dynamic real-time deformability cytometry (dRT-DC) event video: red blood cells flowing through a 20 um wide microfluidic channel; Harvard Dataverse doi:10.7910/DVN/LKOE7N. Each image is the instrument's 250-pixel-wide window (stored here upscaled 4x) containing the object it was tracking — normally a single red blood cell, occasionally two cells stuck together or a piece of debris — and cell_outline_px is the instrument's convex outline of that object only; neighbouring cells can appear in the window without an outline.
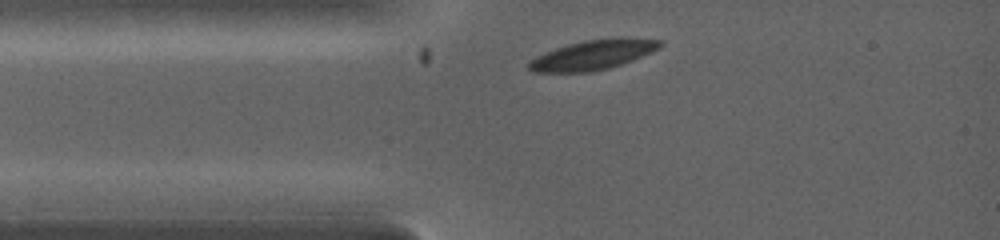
{"species": "common noctule bat (a hibernating species)", "species_latin": "Nyctalus noctula", "temperature_condition": "warm", "stored_images_in_passage": 10, "camera_frame_rate_fps": 5000, "um_per_image_px": 0.085, "animal": {"sex": "female", "body_mass_g": 19.0, "forearm_length_mm": 53.3}, "frame": {"image": 1, "passage_image": 1, "time_ms": 0.0, "image_size_px": [1000, 240], "cell_outline_px": [[664, 44], [660, 48], [652, 52], [632, 60], [608, 68], [588, 72], [532, 72], [528, 68], [528, 64], [536, 56], [544, 52], [568, 44], [584, 40], [620, 36], [628, 36], [664, 40]], "centroid_in_image_um": [50.48, 4.63], "position_along_channel_um": 34.5, "area_um2": 23.06}}
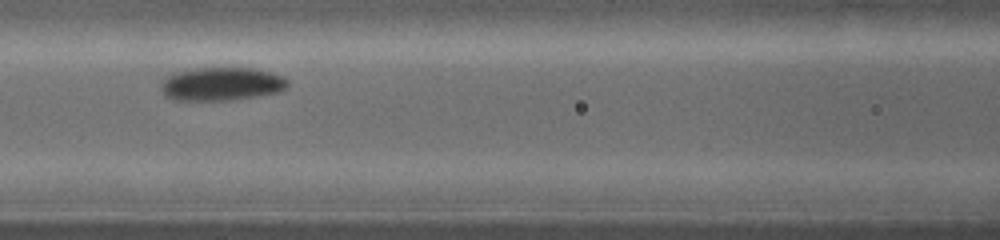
{"frame": {"image": 2, "passage_image": 4, "time_ms": 2.2, "image_size_px": [1000, 240], "cell_outline_px": [[288, 84], [280, 92], [256, 96], [228, 100], [176, 100], [164, 96], [160, 88], [164, 80], [168, 76], [176, 72], [196, 68], [256, 68], [284, 76], [288, 80]], "centroid_in_image_um": [18.84, 7.13], "position_along_channel_um": 147.8, "area_um2": 24.57}}
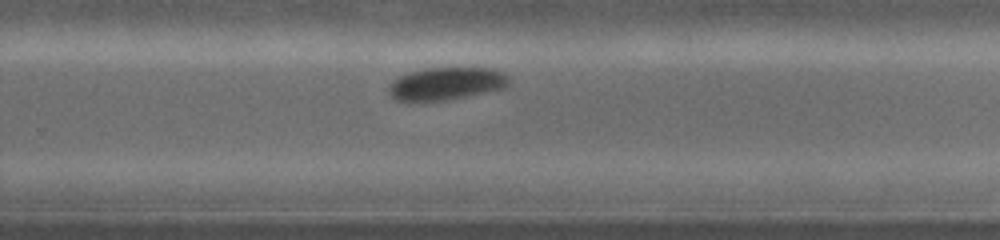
{"frame": {"image": 3, "passage_image": 9, "time_ms": 4.8, "image_size_px": [1000, 240], "cell_outline_px": [[512, 80], [504, 88], [444, 100], [396, 100], [388, 92], [388, 84], [400, 76], [424, 68], [492, 68], [504, 72]], "centroid_in_image_um": [37.96, 7.09], "position_along_channel_um": 291.8, "area_um2": 22.54}}